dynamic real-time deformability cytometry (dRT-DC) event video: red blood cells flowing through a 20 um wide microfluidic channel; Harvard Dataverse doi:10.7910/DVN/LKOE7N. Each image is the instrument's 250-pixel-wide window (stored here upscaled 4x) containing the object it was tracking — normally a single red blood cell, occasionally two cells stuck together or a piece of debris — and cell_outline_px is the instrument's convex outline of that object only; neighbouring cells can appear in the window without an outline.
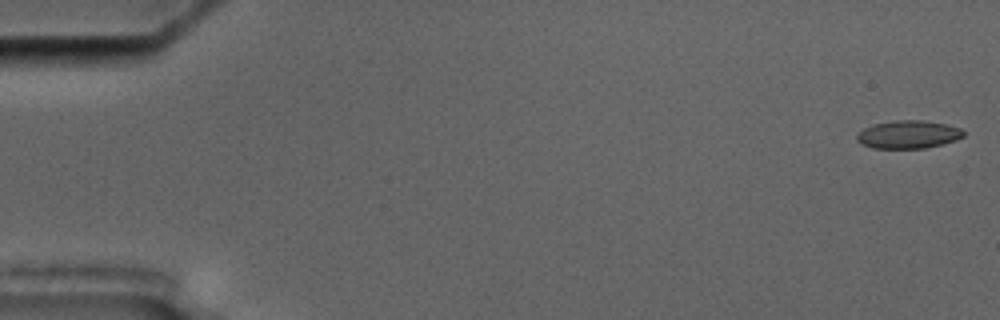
{"species": "common noctule bat (a hibernating species)", "species_latin": "Nyctalus noctula", "temperature_condition": "cold", "stored_images_in_passage": 5, "camera_frame_rate_fps": 3000, "um_per_image_px": 0.085, "animal": {"sex": "male", "body_mass_g": 17.5, "forearm_length_mm": 52.3}, "frame": {"image": 1, "passage_image": 1, "time_ms": 0.0, "image_size_px": [1000, 320], "cell_outline_px": [[964, 136], [956, 140], [924, 148], [872, 148], [856, 140], [856, 132], [872, 124], [896, 120], [924, 120], [948, 124], [960, 128], [964, 132]], "centroid_in_image_um": [77.19, 11.41], "position_along_channel_um": 7.8, "area_um2": 17.46}}
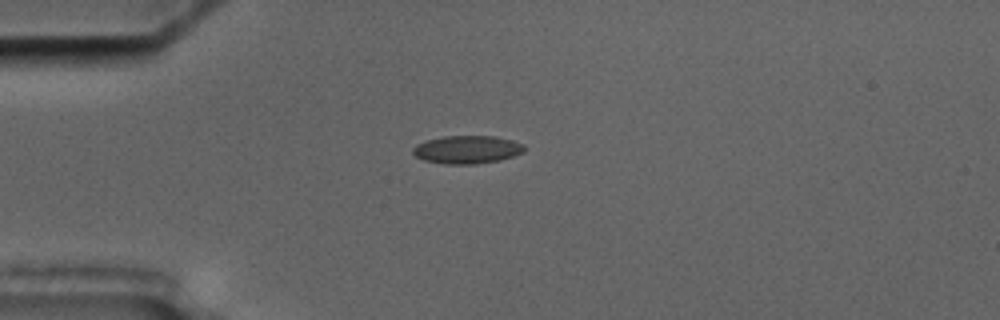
{"frame": {"image": 2, "passage_image": 5, "time_ms": 4.667, "image_size_px": [1000, 320], "cell_outline_px": [[524, 152], [500, 160], [476, 164], [444, 164], [424, 160], [416, 156], [412, 152], [412, 148], [416, 144], [424, 140], [444, 136], [496, 136], [512, 140], [524, 144]], "centroid_in_image_um": [39.68, 12.71], "position_along_channel_um": 45.3, "area_um2": 18.32}}